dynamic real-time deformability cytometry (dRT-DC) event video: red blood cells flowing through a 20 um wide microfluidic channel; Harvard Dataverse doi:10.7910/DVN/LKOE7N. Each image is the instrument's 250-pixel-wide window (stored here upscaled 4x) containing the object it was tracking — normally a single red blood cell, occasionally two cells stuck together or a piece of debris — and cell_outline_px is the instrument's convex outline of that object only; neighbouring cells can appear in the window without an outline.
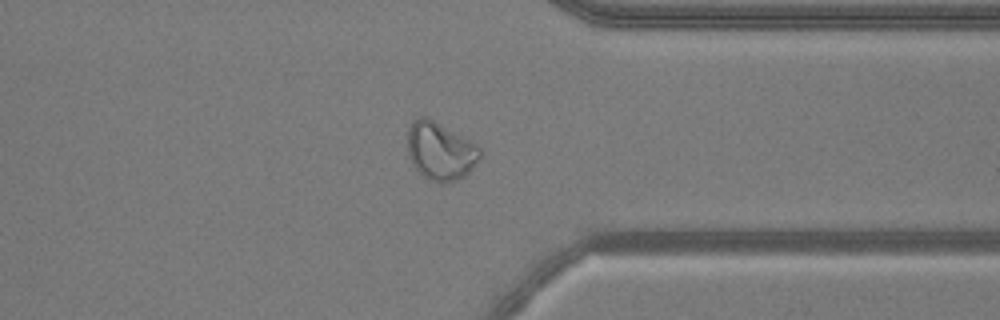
{"species": "common noctule bat (a hibernating species)", "species_latin": "Nyctalus noctula", "temperature_condition": "warm", "stored_images_in_passage": 26, "camera_frame_rate_fps": 3000, "um_per_image_px": 0.085, "animal": {"sex": "male", "body_mass_g": 20.5, "forearm_length_mm": 52.5}, "frame": {"image": 1, "passage_image": 25, "time_ms": 8.0, "image_size_px": [1000, 320], "cell_outline_px": [[480, 156], [472, 168], [464, 176], [456, 180], [444, 184], [440, 184], [428, 180], [412, 164], [408, 156], [408, 128], [412, 120], [420, 116], [428, 116], [476, 144], [480, 148]], "centroid_in_image_um": [37.4, 12.83], "position_along_channel_um": 374.0, "area_um2": 24.57}}